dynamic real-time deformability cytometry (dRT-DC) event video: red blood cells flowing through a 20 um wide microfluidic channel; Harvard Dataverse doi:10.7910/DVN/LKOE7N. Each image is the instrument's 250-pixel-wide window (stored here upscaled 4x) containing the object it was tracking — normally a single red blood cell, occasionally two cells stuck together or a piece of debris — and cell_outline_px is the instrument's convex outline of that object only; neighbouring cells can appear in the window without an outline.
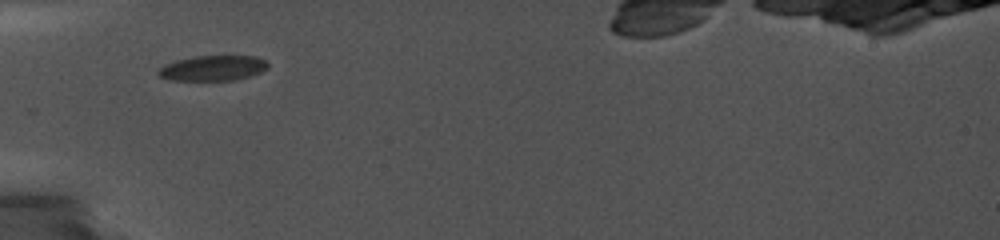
{"species": "common noctule bat (a hibernating species)", "species_latin": "Nyctalus noctula", "temperature_condition": "cold", "stored_images_in_passage": 32, "camera_frame_rate_fps": 5000, "um_per_image_px": 0.085, "animal": {"sex": "female", "body_mass_g": 19.0, "forearm_length_mm": 56.7}, "frame": {"image": 1, "passage_image": 1, "time_ms": 0.0, "image_size_px": [1000, 240], "cell_outline_px": [[268, 68], [260, 72], [236, 80], [168, 80], [160, 76], [156, 72], [164, 64], [176, 60], [192, 56], [256, 56], [268, 60]], "centroid_in_image_um": [18.09, 5.78], "position_along_channel_um": 66.9, "area_um2": 16.24}}
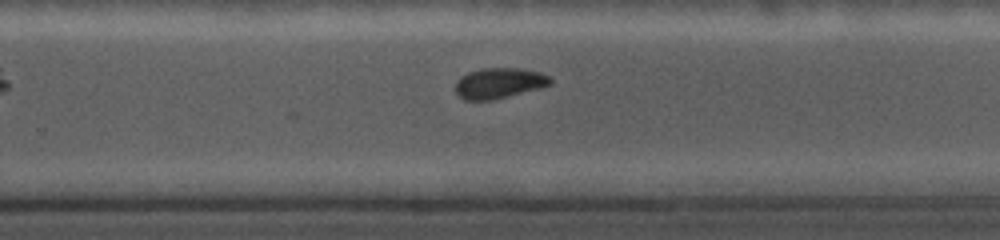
{"frame": {"image": 2, "passage_image": 21, "time_ms": 6.0, "image_size_px": [1000, 240], "cell_outline_px": [[552, 84], [540, 88], [492, 100], [464, 100], [456, 92], [456, 80], [460, 76], [468, 72], [484, 68], [520, 68], [540, 72], [548, 76], [552, 80]], "centroid_in_image_um": [42.42, 7.06], "position_along_channel_um": 287.4, "area_um2": 16.88}}
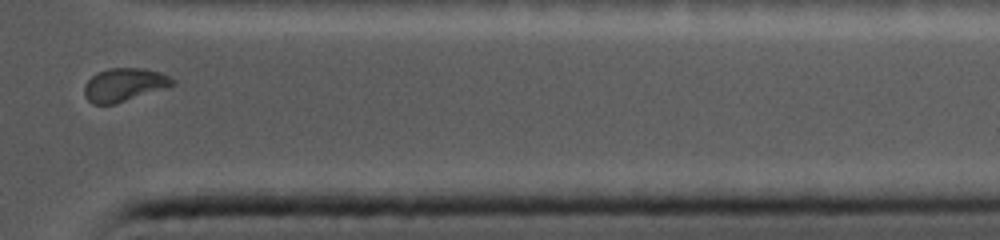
{"frame": {"image": 3, "passage_image": 30, "time_ms": 9.0, "image_size_px": [1000, 240], "cell_outline_px": [[172, 84], [164, 88], [116, 104], [92, 104], [84, 96], [84, 84], [96, 72], [108, 68], [144, 68], [160, 72], [168, 76], [172, 80]], "centroid_in_image_um": [10.48, 7.2], "position_along_channel_um": 400.9, "area_um2": 16.94}, "authors_computed_cell_mechanics": {"area_um2": 17.6868, "velocity_mm_per_s": 3.7375, "shape_relaxation_time_tau1_ms": null, "shape_relaxation_time_tau2_ms": 1.5052, "deformation_change_tau1": null, "deformation_change_tau2": 0.0528}}